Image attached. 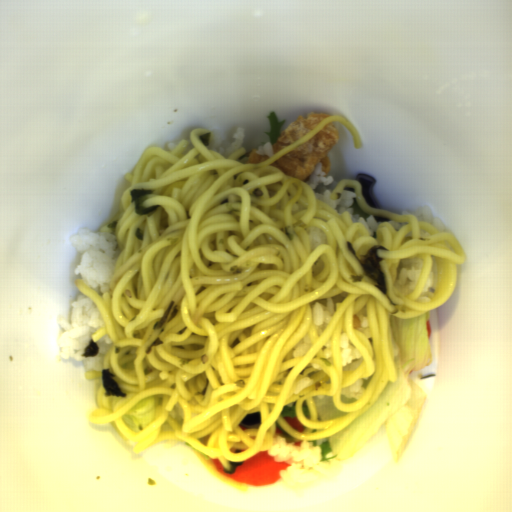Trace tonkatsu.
I'll list each match as a JSON object with an SVG mask.
<instances>
[{
    "instance_id": "1",
    "label": "tonkatsu",
    "mask_w": 512,
    "mask_h": 512,
    "mask_svg": "<svg viewBox=\"0 0 512 512\" xmlns=\"http://www.w3.org/2000/svg\"><path fill=\"white\" fill-rule=\"evenodd\" d=\"M340 139L339 130L333 122L325 126L312 138L290 150L268 166L277 168L286 175L308 183L318 163H321L323 174L328 173L331 162L327 156Z\"/></svg>"
},
{
    "instance_id": "2",
    "label": "tonkatsu",
    "mask_w": 512,
    "mask_h": 512,
    "mask_svg": "<svg viewBox=\"0 0 512 512\" xmlns=\"http://www.w3.org/2000/svg\"><path fill=\"white\" fill-rule=\"evenodd\" d=\"M327 117H331L330 114L325 113H313L309 115H298V117L285 127L277 140L274 142L272 147L273 157L279 151L293 142L299 140L319 124H321Z\"/></svg>"
},
{
    "instance_id": "3",
    "label": "tonkatsu",
    "mask_w": 512,
    "mask_h": 512,
    "mask_svg": "<svg viewBox=\"0 0 512 512\" xmlns=\"http://www.w3.org/2000/svg\"><path fill=\"white\" fill-rule=\"evenodd\" d=\"M257 150H258V148L252 149V151L249 153L248 161L246 164L255 163V162H264L267 159L271 158V157H268L267 155L258 154Z\"/></svg>"
}]
</instances>
